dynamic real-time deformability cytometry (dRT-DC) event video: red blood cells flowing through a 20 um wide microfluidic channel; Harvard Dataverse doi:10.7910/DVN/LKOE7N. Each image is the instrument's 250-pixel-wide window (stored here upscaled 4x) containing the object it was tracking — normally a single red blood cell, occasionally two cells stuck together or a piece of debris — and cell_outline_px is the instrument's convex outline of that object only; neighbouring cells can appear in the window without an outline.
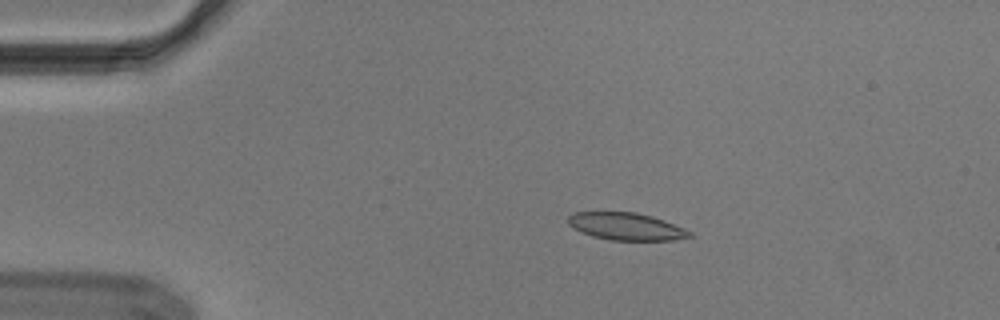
{"species": "Egyptian fruit bat (a non-hibernating species)", "species_latin": "Rousettus aegyptiacus", "temperature_condition": "cold", "stored_images_in_passage": 54, "segment_of_instrument_passage": [1, 2], "camera_frame_rate_fps": 3000, "um_per_image_px": 0.085, "animal": {"sex": "male"}, "frame": {"image": 1, "passage_image": 10, "time_ms": 3.0, "image_size_px": [1000, 320], "cell_outline_px": [[692, 236], [672, 240], [612, 240], [592, 236], [580, 232], [572, 228], [568, 224], [568, 216], [572, 212], [636, 212], [652, 216], [664, 220], [684, 228], [692, 232]], "centroid_in_image_um": [53.19, 19.24], "position_along_channel_um": 31.8, "area_um2": 19.42}}
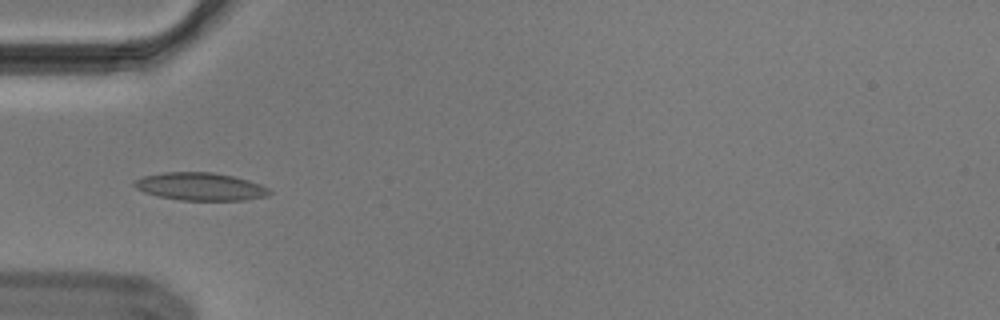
{"frame": {"image": 2, "passage_image": 17, "time_ms": 5.333, "image_size_px": [1000, 320], "cell_outline_px": [[272, 192], [268, 196], [244, 200], [180, 200], [156, 196], [144, 192], [136, 188], [132, 184], [136, 180], [144, 176], [164, 172], [212, 172], [232, 176], [248, 180], [260, 184], [268, 188]], "centroid_in_image_um": [17.03, 15.86], "position_along_channel_um": 68.0, "area_um2": 21.85}}
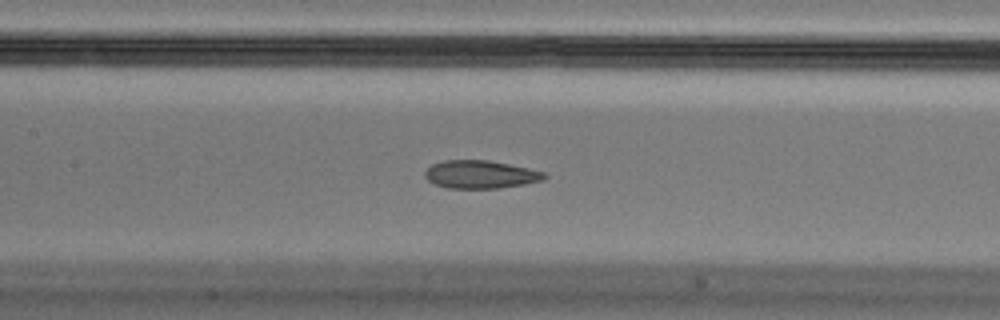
{"frame": {"image": 3, "passage_image": 25, "time_ms": 8.0, "image_size_px": [1000, 320], "cell_outline_px": [[548, 176], [544, 180], [524, 184], [496, 188], [448, 188], [436, 184], [428, 180], [424, 176], [424, 172], [432, 164], [444, 160], [488, 160], [528, 168], [544, 172]], "centroid_in_image_um": [40.84, 14.82], "position_along_channel_um": 166.6, "area_um2": 19.36}}